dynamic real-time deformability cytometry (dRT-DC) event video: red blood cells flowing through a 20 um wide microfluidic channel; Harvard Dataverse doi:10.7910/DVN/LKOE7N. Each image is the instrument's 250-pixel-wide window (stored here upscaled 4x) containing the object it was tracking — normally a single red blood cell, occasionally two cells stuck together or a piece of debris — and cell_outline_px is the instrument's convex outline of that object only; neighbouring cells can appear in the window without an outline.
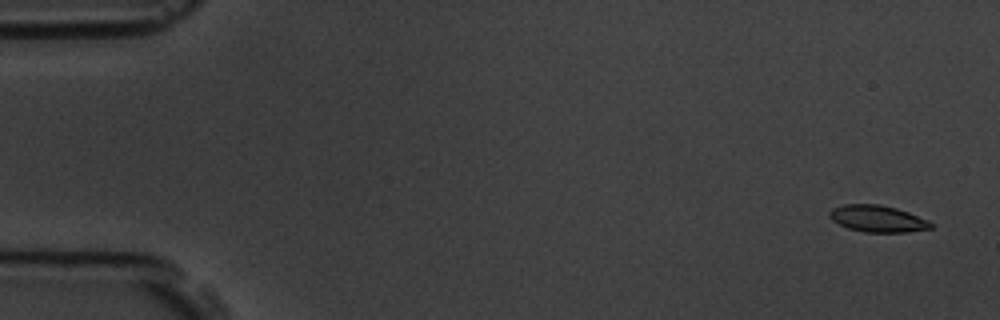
{"species": "common noctule bat (a hibernating species)", "species_latin": "Nyctalus noctula", "temperature_condition": "room temperature", "stored_images_in_passage": 5, "camera_frame_rate_fps": 3000, "um_per_image_px": 0.085, "animal": {"sex": "male", "body_mass_g": 19.5, "forearm_length_mm": 54.6}, "frame": {"image": 1, "passage_image": 1, "time_ms": 0.0, "image_size_px": [1000, 320], "cell_outline_px": [[932, 228], [908, 232], [864, 232], [848, 228], [832, 220], [828, 216], [828, 212], [832, 208], [844, 204], [880, 204], [896, 208], [908, 212], [928, 220], [932, 224]], "centroid_in_image_um": [74.57, 18.58], "position_along_channel_um": 10.4, "area_um2": 15.78}}
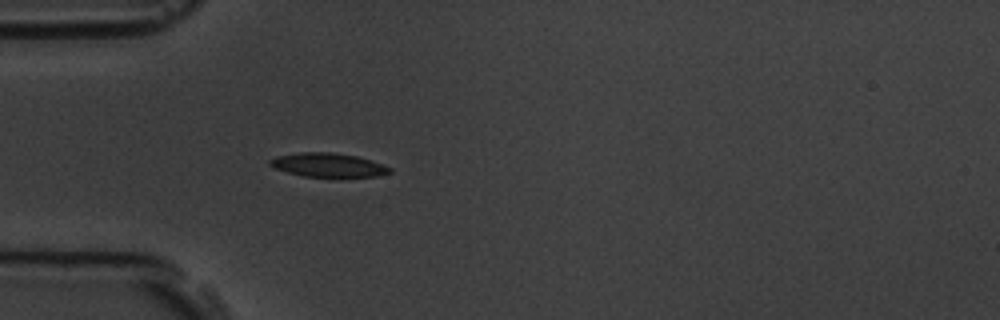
{"frame": {"image": 2, "passage_image": 5, "time_ms": 4.667, "image_size_px": [1000, 320], "cell_outline_px": [[392, 172], [376, 176], [304, 176], [288, 172], [276, 168], [268, 164], [268, 160], [276, 156], [300, 152], [332, 152], [356, 156], [384, 164], [392, 168]], "centroid_in_image_um": [27.89, 14.01], "position_along_channel_um": 57.1, "area_um2": 16.47}}